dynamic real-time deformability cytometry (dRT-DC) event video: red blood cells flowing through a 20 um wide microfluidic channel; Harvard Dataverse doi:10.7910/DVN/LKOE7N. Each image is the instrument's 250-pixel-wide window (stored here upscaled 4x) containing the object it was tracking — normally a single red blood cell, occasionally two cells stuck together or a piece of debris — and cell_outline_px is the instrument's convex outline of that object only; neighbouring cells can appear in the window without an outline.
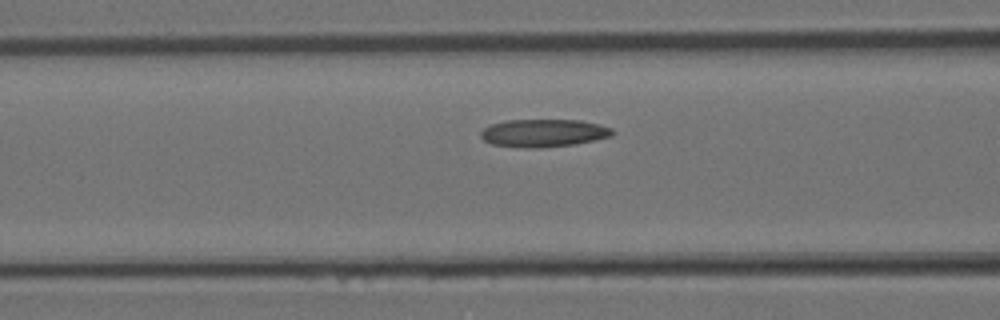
{"species": "Egyptian fruit bat (a non-hibernating species)", "species_latin": "Rousettus aegyptiacus", "temperature_condition": "room temperature", "stored_images_in_passage": 19, "camera_frame_rate_fps": 3000, "um_per_image_px": 0.085, "animal": {"sex": "female"}, "frame": {"image": 1, "passage_image": 4, "time_ms": 1.0, "image_size_px": [1000, 320], "cell_outline_px": [[616, 132], [612, 136], [576, 144], [540, 148], [528, 148], [492, 144], [484, 140], [480, 136], [480, 132], [488, 124], [508, 120], [580, 120], [600, 124], [612, 128]], "centroid_in_image_um": [46.22, 11.3], "position_along_channel_um": 120.4, "area_um2": 21.5}}
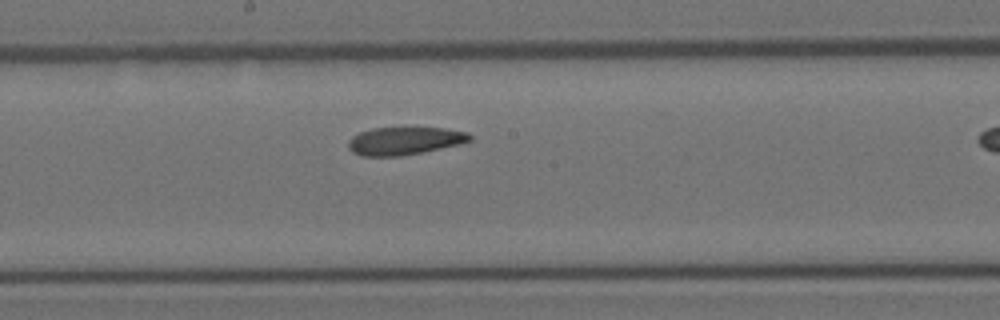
{"frame": {"image": 2, "passage_image": 9, "time_ms": 2.667, "image_size_px": [1000, 320], "cell_outline_px": [[472, 140], [460, 144], [424, 152], [400, 156], [360, 156], [352, 152], [348, 148], [348, 140], [352, 136], [360, 132], [372, 128], [444, 128], [468, 132], [472, 136]], "centroid_in_image_um": [34.38, 11.98], "position_along_channel_um": 213.8, "area_um2": 19.83}}
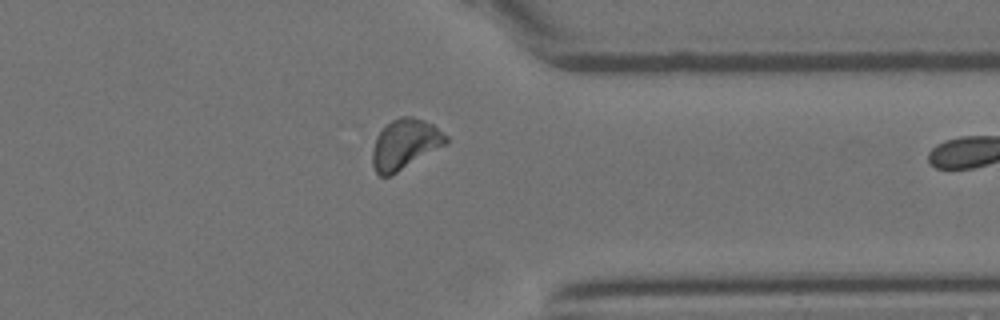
{"frame": {"image": 3, "passage_image": 18, "time_ms": 5.667, "image_size_px": [1000, 320], "cell_outline_px": [[448, 144], [392, 176], [380, 176], [376, 172], [372, 164], [372, 148], [376, 136], [392, 120], [400, 116], [412, 116], [424, 120], [432, 124], [448, 136]], "centroid_in_image_um": [34.44, 12.28], "position_along_channel_um": 377.0, "area_um2": 21.79}}